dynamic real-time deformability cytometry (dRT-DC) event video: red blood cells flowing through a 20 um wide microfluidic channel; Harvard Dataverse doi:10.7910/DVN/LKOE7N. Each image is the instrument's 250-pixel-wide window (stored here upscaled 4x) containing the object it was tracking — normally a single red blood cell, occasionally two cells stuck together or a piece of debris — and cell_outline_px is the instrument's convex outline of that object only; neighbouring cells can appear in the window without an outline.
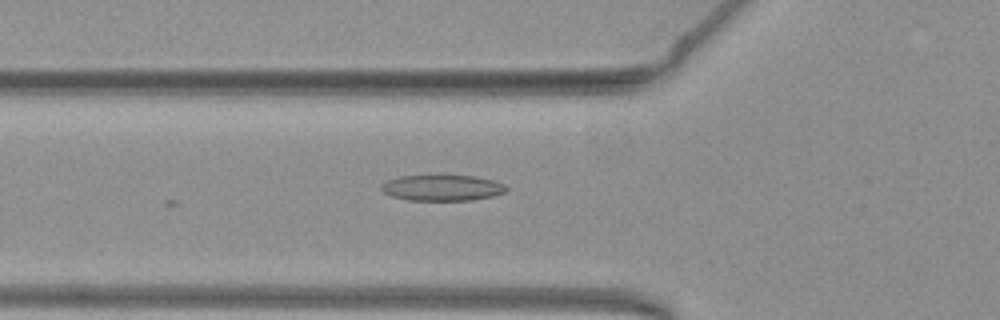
{"species": "common noctule bat (a hibernating species)", "species_latin": "Nyctalus noctula", "temperature_condition": "warm", "stored_images_in_passage": 17, "camera_frame_rate_fps": 3000, "um_per_image_px": 0.085, "animal": {"sex": "female", "body_mass_g": 19.3, "forearm_length_mm": 54.1}, "frame": {"image": 1, "passage_image": 2, "time_ms": 0.333, "image_size_px": [1000, 320], "cell_outline_px": [[508, 188], [504, 192], [492, 196], [472, 200], [408, 200], [392, 196], [384, 192], [380, 188], [380, 184], [388, 180], [400, 176], [476, 176], [492, 180], [504, 184]], "centroid_in_image_um": [37.57, 15.97], "position_along_channel_um": 88.2, "area_um2": 18.67}}
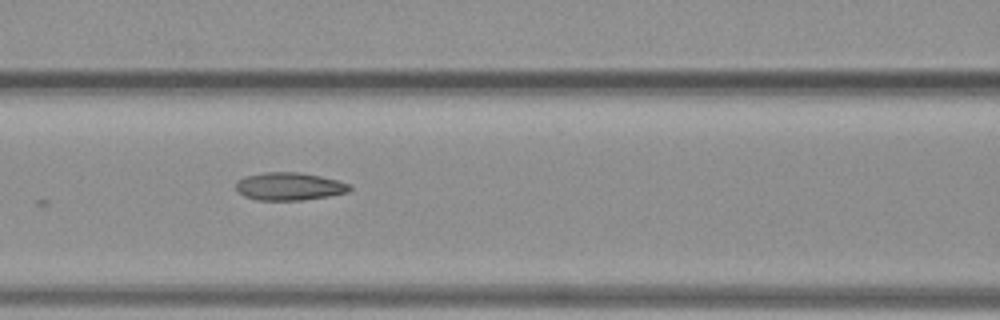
{"frame": {"image": 2, "passage_image": 6, "time_ms": 1.667, "image_size_px": [1000, 320], "cell_outline_px": [[352, 188], [348, 192], [328, 196], [304, 200], [256, 200], [244, 196], [236, 188], [236, 180], [244, 176], [264, 172], [300, 172], [320, 176], [352, 184]], "centroid_in_image_um": [24.59, 15.84], "position_along_channel_um": 142.0, "area_um2": 18.55}}
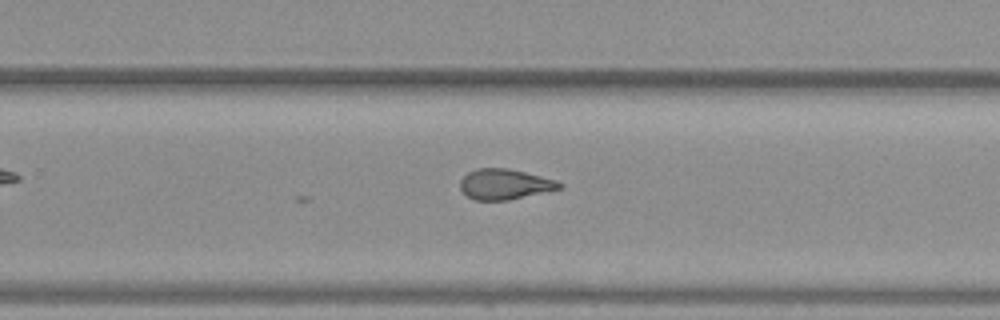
{"frame": {"image": 3, "passage_image": 17, "time_ms": 5.333, "image_size_px": [1000, 320], "cell_outline_px": [[564, 188], [508, 200], [476, 200], [468, 196], [460, 188], [460, 180], [468, 172], [476, 168], [508, 168], [556, 180], [564, 184]], "centroid_in_image_um": [42.92, 15.65], "position_along_channel_um": 286.9, "area_um2": 17.57}}